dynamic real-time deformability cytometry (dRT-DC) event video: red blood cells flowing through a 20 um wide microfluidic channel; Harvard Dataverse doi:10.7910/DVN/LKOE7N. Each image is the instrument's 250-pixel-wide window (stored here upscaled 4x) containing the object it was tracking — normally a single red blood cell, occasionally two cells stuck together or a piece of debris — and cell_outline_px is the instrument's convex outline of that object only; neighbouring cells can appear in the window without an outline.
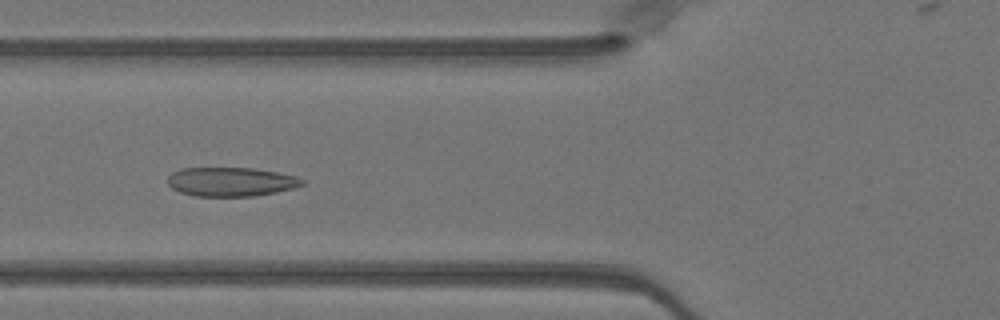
{"species": "Egyptian fruit bat (a non-hibernating species)", "species_latin": "Rousettus aegyptiacus", "temperature_condition": "warm", "stored_images_in_passage": 41, "camera_frame_rate_fps": 3000, "um_per_image_px": 0.085, "animal": {"sex": "female"}, "frame": {"image": 1, "passage_image": 10, "time_ms": 3.0, "image_size_px": [1000, 320], "cell_outline_px": [[304, 184], [296, 188], [276, 192], [252, 196], [196, 196], [180, 192], [172, 188], [168, 184], [168, 176], [172, 172], [180, 168], [252, 168], [276, 172], [296, 176], [304, 180]], "centroid_in_image_um": [19.63, 15.45], "position_along_channel_um": 106.2, "area_um2": 22.77}}
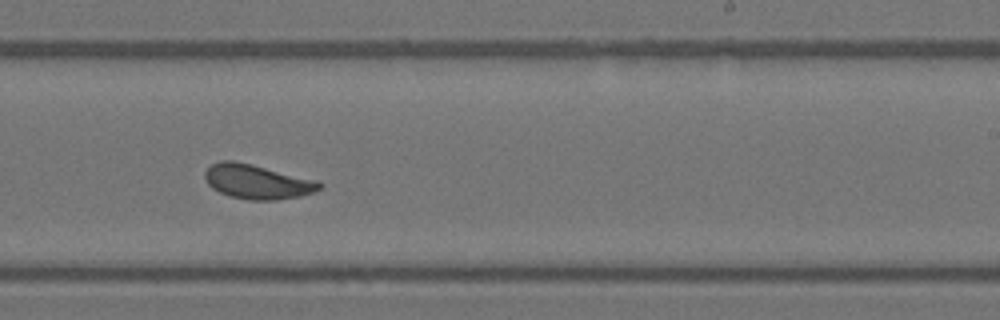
{"frame": {"image": 2, "passage_image": 22, "time_ms": 7.0, "image_size_px": [1000, 320], "cell_outline_px": [[324, 184], [320, 188], [312, 192], [300, 196], [276, 200], [248, 200], [232, 196], [220, 192], [212, 188], [208, 184], [204, 176], [204, 172], [212, 164], [220, 160], [232, 160], [252, 164], [316, 180]], "centroid_in_image_um": [21.84, 15.44], "position_along_channel_um": 267.2, "area_um2": 22.83}}
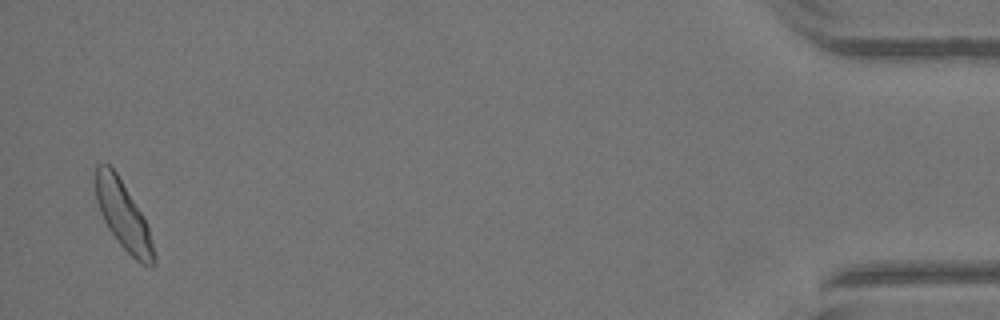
{"frame": {"image": 3, "passage_image": 40, "time_ms": 13.0, "image_size_px": [1000, 320], "cell_outline_px": [[156, 264], [152, 268], [136, 260], [120, 244], [108, 228], [100, 212], [96, 200], [96, 164], [108, 164], [116, 172], [144, 216], [148, 224], [156, 256]], "centroid_in_image_um": [10.51, 18.35], "position_along_channel_um": 424.7, "area_um2": 23.06}, "authors_computed_cell_mechanics": {"area_um2": 22.7732, "velocity_mm_per_s": 4.0309, "shape_relaxation_time_tau1_ms": 5.5313, "shape_relaxation_time_tau2_ms": 0.9789, "deformation_change_tau1": 0.1596, "deformation_change_tau2": 0.068}}